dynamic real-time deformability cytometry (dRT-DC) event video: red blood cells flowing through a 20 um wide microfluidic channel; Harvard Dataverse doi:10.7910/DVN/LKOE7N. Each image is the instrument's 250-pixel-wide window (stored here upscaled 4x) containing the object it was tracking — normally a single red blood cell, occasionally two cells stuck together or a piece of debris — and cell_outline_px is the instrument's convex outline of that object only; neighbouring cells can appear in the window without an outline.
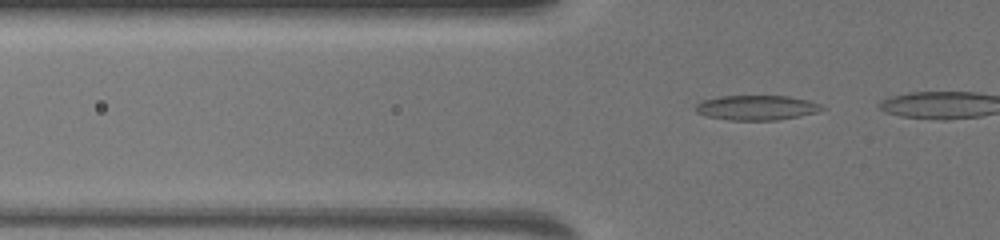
{"species": "common noctule bat (a hibernating species)", "species_latin": "Nyctalus noctula", "temperature_condition": "warm", "stored_images_in_passage": 8, "camera_frame_rate_fps": 3000, "um_per_image_px": 0.085, "animal": {"sex": "female", "body_mass_g": 19.5, "forearm_length_mm": 54.1}, "frame": {"image": 1, "passage_image": 4, "time_ms": 1.0, "image_size_px": [1000, 240], "cell_outline_px": [[824, 108], [816, 112], [800, 116], [776, 120], [728, 120], [708, 116], [696, 112], [696, 104], [704, 100], [720, 96], [788, 96], [808, 100], [820, 104]], "centroid_in_image_um": [64.31, 9.15], "position_along_channel_um": 61.5, "area_um2": 18.09}}